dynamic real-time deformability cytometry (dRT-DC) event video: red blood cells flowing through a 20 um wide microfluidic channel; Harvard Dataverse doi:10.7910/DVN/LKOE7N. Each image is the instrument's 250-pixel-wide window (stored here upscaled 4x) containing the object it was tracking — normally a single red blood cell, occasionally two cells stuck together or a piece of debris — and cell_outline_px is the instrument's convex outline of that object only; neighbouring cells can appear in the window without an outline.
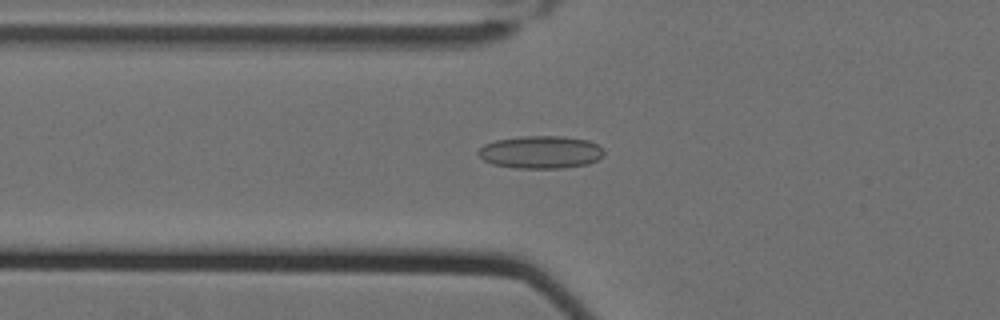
{"species": "Egyptian fruit bat (a non-hibernating species)", "species_latin": "Rousettus aegyptiacus", "temperature_condition": "cold", "stored_images_in_passage": 59, "camera_frame_rate_fps": 3000, "um_per_image_px": 0.085, "animal": {"sex": "female"}, "frame": {"image": 1, "passage_image": 23, "time_ms": 7.333, "image_size_px": [1000, 320], "cell_outline_px": [[604, 156], [588, 164], [564, 168], [516, 168], [492, 164], [484, 160], [476, 152], [484, 144], [496, 140], [520, 136], [564, 136], [588, 140], [604, 148]], "centroid_in_image_um": [45.97, 12.93], "position_along_channel_um": 79.8, "area_um2": 24.1}}
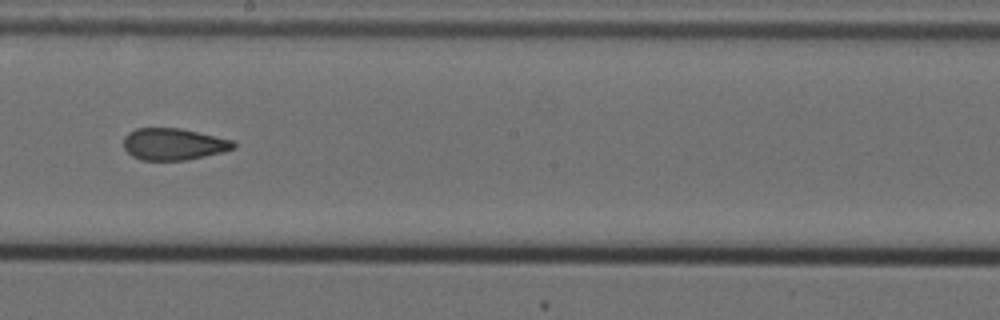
{"frame": {"image": 2, "passage_image": 36, "time_ms": 11.667, "image_size_px": [1000, 320], "cell_outline_px": [[236, 148], [224, 152], [184, 160], [140, 160], [132, 156], [124, 148], [124, 136], [128, 132], [136, 128], [180, 128], [232, 140], [236, 144]], "centroid_in_image_um": [14.74, 12.25], "position_along_channel_um": 233.5, "area_um2": 20.35}}
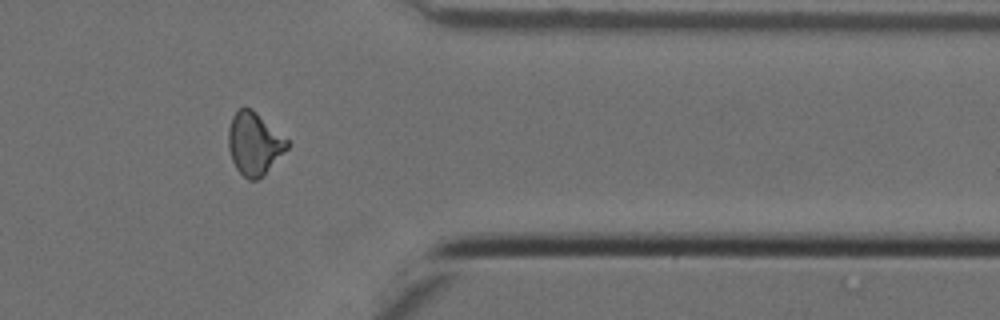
{"frame": {"image": 3, "passage_image": 50, "time_ms": 16.333, "image_size_px": [1000, 320], "cell_outline_px": [[288, 148], [256, 180], [248, 180], [236, 168], [232, 160], [228, 148], [228, 128], [232, 116], [240, 108], [252, 108], [288, 140]], "centroid_in_image_um": [21.57, 12.18], "position_along_channel_um": 389.8, "area_um2": 20.98}, "authors_computed_cell_mechanics": {"area_um2": 21.386, "velocity_mm_per_s": 3.5193, "shape_relaxation_time_tau1_ms": null, "shape_relaxation_time_tau2_ms": 2.2415, "deformation_change_tau1": null, "deformation_change_tau2": 0.099}}